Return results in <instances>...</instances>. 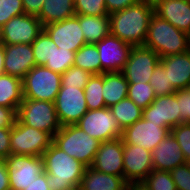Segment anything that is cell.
Segmentation results:
<instances>
[{
    "label": "cell",
    "instance_id": "14",
    "mask_svg": "<svg viewBox=\"0 0 190 190\" xmlns=\"http://www.w3.org/2000/svg\"><path fill=\"white\" fill-rule=\"evenodd\" d=\"M96 46L101 62V74L122 72L133 47L111 33L96 43Z\"/></svg>",
    "mask_w": 190,
    "mask_h": 190
},
{
    "label": "cell",
    "instance_id": "3",
    "mask_svg": "<svg viewBox=\"0 0 190 190\" xmlns=\"http://www.w3.org/2000/svg\"><path fill=\"white\" fill-rule=\"evenodd\" d=\"M143 46L152 49L160 58L182 54L190 50V35L153 14Z\"/></svg>",
    "mask_w": 190,
    "mask_h": 190
},
{
    "label": "cell",
    "instance_id": "41",
    "mask_svg": "<svg viewBox=\"0 0 190 190\" xmlns=\"http://www.w3.org/2000/svg\"><path fill=\"white\" fill-rule=\"evenodd\" d=\"M174 94L181 114V123L190 124V86L177 90Z\"/></svg>",
    "mask_w": 190,
    "mask_h": 190
},
{
    "label": "cell",
    "instance_id": "2",
    "mask_svg": "<svg viewBox=\"0 0 190 190\" xmlns=\"http://www.w3.org/2000/svg\"><path fill=\"white\" fill-rule=\"evenodd\" d=\"M154 6L146 1L109 15L111 34L132 46H142L146 40Z\"/></svg>",
    "mask_w": 190,
    "mask_h": 190
},
{
    "label": "cell",
    "instance_id": "50",
    "mask_svg": "<svg viewBox=\"0 0 190 190\" xmlns=\"http://www.w3.org/2000/svg\"><path fill=\"white\" fill-rule=\"evenodd\" d=\"M140 1H146V2L154 4L157 0H140Z\"/></svg>",
    "mask_w": 190,
    "mask_h": 190
},
{
    "label": "cell",
    "instance_id": "23",
    "mask_svg": "<svg viewBox=\"0 0 190 190\" xmlns=\"http://www.w3.org/2000/svg\"><path fill=\"white\" fill-rule=\"evenodd\" d=\"M127 182L124 177L109 175L96 171L92 167L85 169L80 190H125Z\"/></svg>",
    "mask_w": 190,
    "mask_h": 190
},
{
    "label": "cell",
    "instance_id": "26",
    "mask_svg": "<svg viewBox=\"0 0 190 190\" xmlns=\"http://www.w3.org/2000/svg\"><path fill=\"white\" fill-rule=\"evenodd\" d=\"M75 14L74 0H44L40 14L37 16L42 26L63 21Z\"/></svg>",
    "mask_w": 190,
    "mask_h": 190
},
{
    "label": "cell",
    "instance_id": "9",
    "mask_svg": "<svg viewBox=\"0 0 190 190\" xmlns=\"http://www.w3.org/2000/svg\"><path fill=\"white\" fill-rule=\"evenodd\" d=\"M76 125L100 142L122 136V129L118 125L116 117L107 107L99 110H88Z\"/></svg>",
    "mask_w": 190,
    "mask_h": 190
},
{
    "label": "cell",
    "instance_id": "15",
    "mask_svg": "<svg viewBox=\"0 0 190 190\" xmlns=\"http://www.w3.org/2000/svg\"><path fill=\"white\" fill-rule=\"evenodd\" d=\"M43 29L58 48L76 52L83 45H86L78 15H74L63 21L47 24L43 26Z\"/></svg>",
    "mask_w": 190,
    "mask_h": 190
},
{
    "label": "cell",
    "instance_id": "25",
    "mask_svg": "<svg viewBox=\"0 0 190 190\" xmlns=\"http://www.w3.org/2000/svg\"><path fill=\"white\" fill-rule=\"evenodd\" d=\"M86 44H96L111 33L109 16L78 15Z\"/></svg>",
    "mask_w": 190,
    "mask_h": 190
},
{
    "label": "cell",
    "instance_id": "46",
    "mask_svg": "<svg viewBox=\"0 0 190 190\" xmlns=\"http://www.w3.org/2000/svg\"><path fill=\"white\" fill-rule=\"evenodd\" d=\"M23 190H50L47 184V174L44 172L33 183Z\"/></svg>",
    "mask_w": 190,
    "mask_h": 190
},
{
    "label": "cell",
    "instance_id": "5",
    "mask_svg": "<svg viewBox=\"0 0 190 190\" xmlns=\"http://www.w3.org/2000/svg\"><path fill=\"white\" fill-rule=\"evenodd\" d=\"M17 118L23 124L45 131L52 137L61 129L55 104L50 101L23 98Z\"/></svg>",
    "mask_w": 190,
    "mask_h": 190
},
{
    "label": "cell",
    "instance_id": "47",
    "mask_svg": "<svg viewBox=\"0 0 190 190\" xmlns=\"http://www.w3.org/2000/svg\"><path fill=\"white\" fill-rule=\"evenodd\" d=\"M10 189L9 175L4 159H0V190Z\"/></svg>",
    "mask_w": 190,
    "mask_h": 190
},
{
    "label": "cell",
    "instance_id": "32",
    "mask_svg": "<svg viewBox=\"0 0 190 190\" xmlns=\"http://www.w3.org/2000/svg\"><path fill=\"white\" fill-rule=\"evenodd\" d=\"M127 97L141 109L147 108L156 99L150 83H129Z\"/></svg>",
    "mask_w": 190,
    "mask_h": 190
},
{
    "label": "cell",
    "instance_id": "20",
    "mask_svg": "<svg viewBox=\"0 0 190 190\" xmlns=\"http://www.w3.org/2000/svg\"><path fill=\"white\" fill-rule=\"evenodd\" d=\"M154 14L190 35V0H157Z\"/></svg>",
    "mask_w": 190,
    "mask_h": 190
},
{
    "label": "cell",
    "instance_id": "28",
    "mask_svg": "<svg viewBox=\"0 0 190 190\" xmlns=\"http://www.w3.org/2000/svg\"><path fill=\"white\" fill-rule=\"evenodd\" d=\"M109 109L116 117L117 123L122 130L140 120L143 114V109L138 107L128 97L111 106Z\"/></svg>",
    "mask_w": 190,
    "mask_h": 190
},
{
    "label": "cell",
    "instance_id": "7",
    "mask_svg": "<svg viewBox=\"0 0 190 190\" xmlns=\"http://www.w3.org/2000/svg\"><path fill=\"white\" fill-rule=\"evenodd\" d=\"M52 142L53 137L49 133L29 127L18 118L11 127V154L42 156Z\"/></svg>",
    "mask_w": 190,
    "mask_h": 190
},
{
    "label": "cell",
    "instance_id": "36",
    "mask_svg": "<svg viewBox=\"0 0 190 190\" xmlns=\"http://www.w3.org/2000/svg\"><path fill=\"white\" fill-rule=\"evenodd\" d=\"M91 76L90 72L73 65L61 74V86H73L84 89Z\"/></svg>",
    "mask_w": 190,
    "mask_h": 190
},
{
    "label": "cell",
    "instance_id": "10",
    "mask_svg": "<svg viewBox=\"0 0 190 190\" xmlns=\"http://www.w3.org/2000/svg\"><path fill=\"white\" fill-rule=\"evenodd\" d=\"M42 30L37 16L24 13L12 17L0 28V42L3 45L31 44Z\"/></svg>",
    "mask_w": 190,
    "mask_h": 190
},
{
    "label": "cell",
    "instance_id": "6",
    "mask_svg": "<svg viewBox=\"0 0 190 190\" xmlns=\"http://www.w3.org/2000/svg\"><path fill=\"white\" fill-rule=\"evenodd\" d=\"M61 88V74L35 65L22 79L23 98L53 102Z\"/></svg>",
    "mask_w": 190,
    "mask_h": 190
},
{
    "label": "cell",
    "instance_id": "48",
    "mask_svg": "<svg viewBox=\"0 0 190 190\" xmlns=\"http://www.w3.org/2000/svg\"><path fill=\"white\" fill-rule=\"evenodd\" d=\"M4 59H5V51L4 45L0 42V75L4 74Z\"/></svg>",
    "mask_w": 190,
    "mask_h": 190
},
{
    "label": "cell",
    "instance_id": "19",
    "mask_svg": "<svg viewBox=\"0 0 190 190\" xmlns=\"http://www.w3.org/2000/svg\"><path fill=\"white\" fill-rule=\"evenodd\" d=\"M5 74L15 76L21 80L35 66V58L31 44L4 45Z\"/></svg>",
    "mask_w": 190,
    "mask_h": 190
},
{
    "label": "cell",
    "instance_id": "24",
    "mask_svg": "<svg viewBox=\"0 0 190 190\" xmlns=\"http://www.w3.org/2000/svg\"><path fill=\"white\" fill-rule=\"evenodd\" d=\"M128 85L129 83L122 72L103 73L102 96L107 108L127 98Z\"/></svg>",
    "mask_w": 190,
    "mask_h": 190
},
{
    "label": "cell",
    "instance_id": "4",
    "mask_svg": "<svg viewBox=\"0 0 190 190\" xmlns=\"http://www.w3.org/2000/svg\"><path fill=\"white\" fill-rule=\"evenodd\" d=\"M53 142L86 167H91L100 145V141L92 138L76 124L61 126L54 135Z\"/></svg>",
    "mask_w": 190,
    "mask_h": 190
},
{
    "label": "cell",
    "instance_id": "29",
    "mask_svg": "<svg viewBox=\"0 0 190 190\" xmlns=\"http://www.w3.org/2000/svg\"><path fill=\"white\" fill-rule=\"evenodd\" d=\"M74 66L93 74H101V62L96 44H86L75 52Z\"/></svg>",
    "mask_w": 190,
    "mask_h": 190
},
{
    "label": "cell",
    "instance_id": "35",
    "mask_svg": "<svg viewBox=\"0 0 190 190\" xmlns=\"http://www.w3.org/2000/svg\"><path fill=\"white\" fill-rule=\"evenodd\" d=\"M76 15L109 16L105 0H74Z\"/></svg>",
    "mask_w": 190,
    "mask_h": 190
},
{
    "label": "cell",
    "instance_id": "34",
    "mask_svg": "<svg viewBox=\"0 0 190 190\" xmlns=\"http://www.w3.org/2000/svg\"><path fill=\"white\" fill-rule=\"evenodd\" d=\"M141 183L147 190H177L169 171L153 169Z\"/></svg>",
    "mask_w": 190,
    "mask_h": 190
},
{
    "label": "cell",
    "instance_id": "30",
    "mask_svg": "<svg viewBox=\"0 0 190 190\" xmlns=\"http://www.w3.org/2000/svg\"><path fill=\"white\" fill-rule=\"evenodd\" d=\"M103 74H93L84 87L85 100L88 110H99L106 107L102 96Z\"/></svg>",
    "mask_w": 190,
    "mask_h": 190
},
{
    "label": "cell",
    "instance_id": "22",
    "mask_svg": "<svg viewBox=\"0 0 190 190\" xmlns=\"http://www.w3.org/2000/svg\"><path fill=\"white\" fill-rule=\"evenodd\" d=\"M162 73H167L168 82L176 90L187 89L190 86V50L160 58Z\"/></svg>",
    "mask_w": 190,
    "mask_h": 190
},
{
    "label": "cell",
    "instance_id": "39",
    "mask_svg": "<svg viewBox=\"0 0 190 190\" xmlns=\"http://www.w3.org/2000/svg\"><path fill=\"white\" fill-rule=\"evenodd\" d=\"M178 141L186 162L190 160V124L181 123L170 130Z\"/></svg>",
    "mask_w": 190,
    "mask_h": 190
},
{
    "label": "cell",
    "instance_id": "37",
    "mask_svg": "<svg viewBox=\"0 0 190 190\" xmlns=\"http://www.w3.org/2000/svg\"><path fill=\"white\" fill-rule=\"evenodd\" d=\"M156 97L174 94L177 90L168 82L167 73H162V65L159 63L149 80Z\"/></svg>",
    "mask_w": 190,
    "mask_h": 190
},
{
    "label": "cell",
    "instance_id": "12",
    "mask_svg": "<svg viewBox=\"0 0 190 190\" xmlns=\"http://www.w3.org/2000/svg\"><path fill=\"white\" fill-rule=\"evenodd\" d=\"M160 57L145 46H133L122 73L128 83H149Z\"/></svg>",
    "mask_w": 190,
    "mask_h": 190
},
{
    "label": "cell",
    "instance_id": "16",
    "mask_svg": "<svg viewBox=\"0 0 190 190\" xmlns=\"http://www.w3.org/2000/svg\"><path fill=\"white\" fill-rule=\"evenodd\" d=\"M151 151L131 144H123L124 179L127 183H141L154 169Z\"/></svg>",
    "mask_w": 190,
    "mask_h": 190
},
{
    "label": "cell",
    "instance_id": "13",
    "mask_svg": "<svg viewBox=\"0 0 190 190\" xmlns=\"http://www.w3.org/2000/svg\"><path fill=\"white\" fill-rule=\"evenodd\" d=\"M170 133V130L144 118L122 130L123 144L137 145L148 151L154 150Z\"/></svg>",
    "mask_w": 190,
    "mask_h": 190
},
{
    "label": "cell",
    "instance_id": "40",
    "mask_svg": "<svg viewBox=\"0 0 190 190\" xmlns=\"http://www.w3.org/2000/svg\"><path fill=\"white\" fill-rule=\"evenodd\" d=\"M177 190H190V165L188 162L170 171Z\"/></svg>",
    "mask_w": 190,
    "mask_h": 190
},
{
    "label": "cell",
    "instance_id": "42",
    "mask_svg": "<svg viewBox=\"0 0 190 190\" xmlns=\"http://www.w3.org/2000/svg\"><path fill=\"white\" fill-rule=\"evenodd\" d=\"M17 109L0 106V128L12 127L17 119Z\"/></svg>",
    "mask_w": 190,
    "mask_h": 190
},
{
    "label": "cell",
    "instance_id": "1",
    "mask_svg": "<svg viewBox=\"0 0 190 190\" xmlns=\"http://www.w3.org/2000/svg\"><path fill=\"white\" fill-rule=\"evenodd\" d=\"M44 172L50 190H77L85 169L81 162L69 156L54 142L44 151Z\"/></svg>",
    "mask_w": 190,
    "mask_h": 190
},
{
    "label": "cell",
    "instance_id": "31",
    "mask_svg": "<svg viewBox=\"0 0 190 190\" xmlns=\"http://www.w3.org/2000/svg\"><path fill=\"white\" fill-rule=\"evenodd\" d=\"M75 52L58 48L52 41V54L50 60L46 61L45 67L63 74L68 68L74 65Z\"/></svg>",
    "mask_w": 190,
    "mask_h": 190
},
{
    "label": "cell",
    "instance_id": "8",
    "mask_svg": "<svg viewBox=\"0 0 190 190\" xmlns=\"http://www.w3.org/2000/svg\"><path fill=\"white\" fill-rule=\"evenodd\" d=\"M11 190H23L44 173L42 156L10 154L4 159Z\"/></svg>",
    "mask_w": 190,
    "mask_h": 190
},
{
    "label": "cell",
    "instance_id": "11",
    "mask_svg": "<svg viewBox=\"0 0 190 190\" xmlns=\"http://www.w3.org/2000/svg\"><path fill=\"white\" fill-rule=\"evenodd\" d=\"M61 126L76 124L88 111L84 89L61 86L54 101Z\"/></svg>",
    "mask_w": 190,
    "mask_h": 190
},
{
    "label": "cell",
    "instance_id": "17",
    "mask_svg": "<svg viewBox=\"0 0 190 190\" xmlns=\"http://www.w3.org/2000/svg\"><path fill=\"white\" fill-rule=\"evenodd\" d=\"M91 167L102 173L124 177L122 139L100 142Z\"/></svg>",
    "mask_w": 190,
    "mask_h": 190
},
{
    "label": "cell",
    "instance_id": "38",
    "mask_svg": "<svg viewBox=\"0 0 190 190\" xmlns=\"http://www.w3.org/2000/svg\"><path fill=\"white\" fill-rule=\"evenodd\" d=\"M24 13L22 0H0V28L12 17Z\"/></svg>",
    "mask_w": 190,
    "mask_h": 190
},
{
    "label": "cell",
    "instance_id": "33",
    "mask_svg": "<svg viewBox=\"0 0 190 190\" xmlns=\"http://www.w3.org/2000/svg\"><path fill=\"white\" fill-rule=\"evenodd\" d=\"M35 58V65L45 66L52 54V39L43 29L37 38L31 43Z\"/></svg>",
    "mask_w": 190,
    "mask_h": 190
},
{
    "label": "cell",
    "instance_id": "44",
    "mask_svg": "<svg viewBox=\"0 0 190 190\" xmlns=\"http://www.w3.org/2000/svg\"><path fill=\"white\" fill-rule=\"evenodd\" d=\"M140 0H105L108 14L121 11L129 6L138 3Z\"/></svg>",
    "mask_w": 190,
    "mask_h": 190
},
{
    "label": "cell",
    "instance_id": "43",
    "mask_svg": "<svg viewBox=\"0 0 190 190\" xmlns=\"http://www.w3.org/2000/svg\"><path fill=\"white\" fill-rule=\"evenodd\" d=\"M10 135L11 127L0 128V159H5L11 154Z\"/></svg>",
    "mask_w": 190,
    "mask_h": 190
},
{
    "label": "cell",
    "instance_id": "45",
    "mask_svg": "<svg viewBox=\"0 0 190 190\" xmlns=\"http://www.w3.org/2000/svg\"><path fill=\"white\" fill-rule=\"evenodd\" d=\"M26 14L38 16L43 7L44 0H22Z\"/></svg>",
    "mask_w": 190,
    "mask_h": 190
},
{
    "label": "cell",
    "instance_id": "18",
    "mask_svg": "<svg viewBox=\"0 0 190 190\" xmlns=\"http://www.w3.org/2000/svg\"><path fill=\"white\" fill-rule=\"evenodd\" d=\"M142 118L171 130L181 124V114L175 94L158 96L147 108L143 109Z\"/></svg>",
    "mask_w": 190,
    "mask_h": 190
},
{
    "label": "cell",
    "instance_id": "27",
    "mask_svg": "<svg viewBox=\"0 0 190 190\" xmlns=\"http://www.w3.org/2000/svg\"><path fill=\"white\" fill-rule=\"evenodd\" d=\"M22 101V80L5 73L0 75V106L18 110Z\"/></svg>",
    "mask_w": 190,
    "mask_h": 190
},
{
    "label": "cell",
    "instance_id": "21",
    "mask_svg": "<svg viewBox=\"0 0 190 190\" xmlns=\"http://www.w3.org/2000/svg\"><path fill=\"white\" fill-rule=\"evenodd\" d=\"M151 155L152 165L155 170L170 172L177 166L186 163L178 141L171 133L152 150Z\"/></svg>",
    "mask_w": 190,
    "mask_h": 190
},
{
    "label": "cell",
    "instance_id": "49",
    "mask_svg": "<svg viewBox=\"0 0 190 190\" xmlns=\"http://www.w3.org/2000/svg\"><path fill=\"white\" fill-rule=\"evenodd\" d=\"M125 190H147L142 183H128Z\"/></svg>",
    "mask_w": 190,
    "mask_h": 190
}]
</instances>
